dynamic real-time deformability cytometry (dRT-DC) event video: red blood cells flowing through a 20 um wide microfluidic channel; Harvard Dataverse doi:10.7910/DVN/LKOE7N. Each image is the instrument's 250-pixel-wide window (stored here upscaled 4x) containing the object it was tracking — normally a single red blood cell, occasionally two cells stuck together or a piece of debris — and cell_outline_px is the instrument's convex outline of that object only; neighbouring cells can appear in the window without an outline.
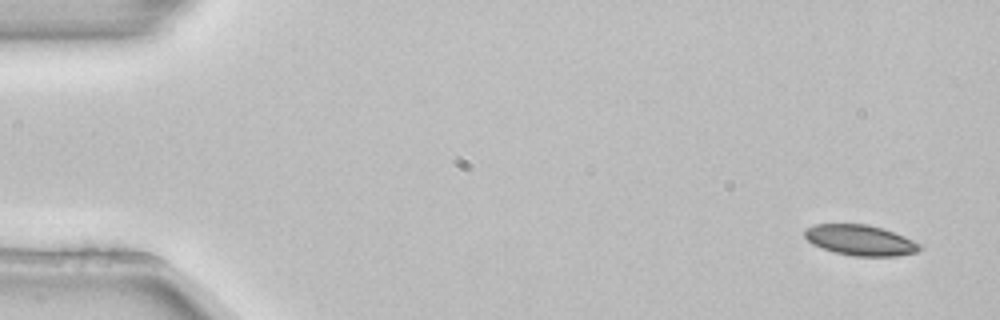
{"species": "common noctule bat (a hibernating species)", "species_latin": "Nyctalus noctula", "temperature_condition": "room temperature", "stored_images_in_passage": 8, "camera_frame_rate_fps": 3000, "um_per_image_px": 0.085, "animal": {"sex": "female", "body_mass_g": 22.7, "forearm_length_mm": 54.2}, "frame": {"image": 1, "passage_image": 1, "time_ms": 0.0, "image_size_px": [1000, 320], "cell_outline_px": [[920, 248], [916, 252], [896, 256], [852, 256], [836, 252], [812, 244], [804, 236], [804, 228], [816, 224], [868, 224], [884, 228], [904, 236], [920, 244]], "centroid_in_image_um": [73.1, 20.4], "position_along_channel_um": 11.9, "area_um2": 20.4}}
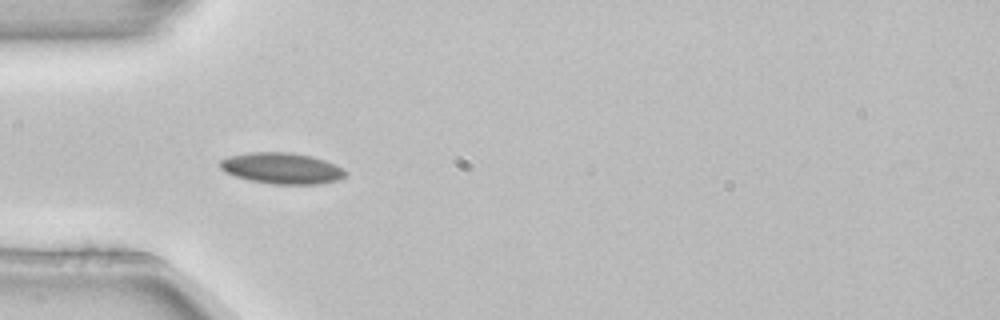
{"frame": {"image": 2, "passage_image": 5, "time_ms": 1.333, "image_size_px": [1000, 320], "cell_outline_px": [[348, 172], [340, 180], [320, 184], [272, 184], [248, 180], [224, 172], [220, 168], [220, 160], [228, 156], [252, 152], [288, 152], [312, 156], [336, 164], [344, 168]], "centroid_in_image_um": [23.98, 14.31], "position_along_channel_um": 61.0, "area_um2": 22.95}}